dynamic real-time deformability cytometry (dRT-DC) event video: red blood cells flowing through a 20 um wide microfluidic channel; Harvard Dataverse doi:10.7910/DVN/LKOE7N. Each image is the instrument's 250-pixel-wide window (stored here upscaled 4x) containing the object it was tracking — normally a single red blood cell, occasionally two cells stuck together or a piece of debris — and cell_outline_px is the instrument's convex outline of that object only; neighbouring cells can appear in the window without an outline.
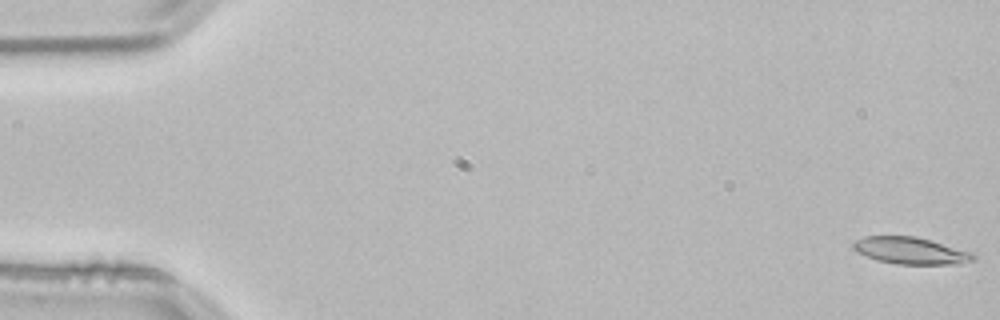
{"species": "common noctule bat (a hibernating species)", "species_latin": "Nyctalus noctula", "temperature_condition": "room temperature", "stored_images_in_passage": 37, "camera_frame_rate_fps": 3000, "um_per_image_px": 0.085, "animal": {"sex": "male", "body_mass_g": 21.5, "forearm_length_mm": 52.0}, "frame": {"image": 1, "passage_image": 1, "time_ms": 0.0, "image_size_px": [1000, 320], "cell_outline_px": [[976, 260], [960, 264], [896, 264], [876, 260], [856, 252], [852, 248], [852, 244], [856, 240], [864, 236], [916, 236], [972, 252], [976, 256]], "centroid_in_image_um": [77.4, 21.31], "position_along_channel_um": 7.6, "area_um2": 18.96}}
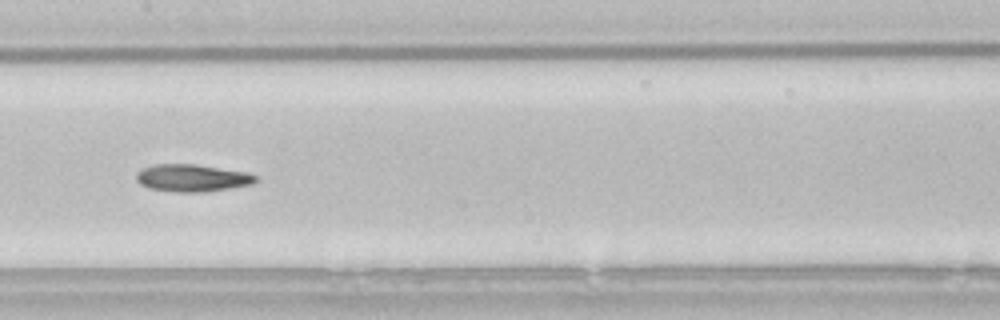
{"frame": {"image": 2, "passage_image": 27, "time_ms": 8.667, "image_size_px": [1000, 320], "cell_outline_px": [[260, 180], [252, 184], [204, 192], [172, 192], [148, 188], [140, 184], [136, 180], [136, 172], [140, 168], [152, 164], [196, 164], [248, 172], [256, 176]], "centroid_in_image_um": [16.3, 15.12], "position_along_channel_um": 191.1, "area_um2": 19.31}}
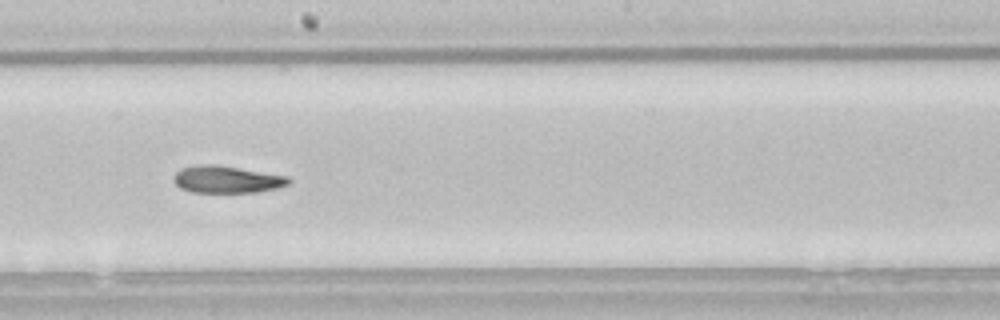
{"frame": {"image": 3, "passage_image": 30, "time_ms": 9.667, "image_size_px": [1000, 320], "cell_outline_px": [[292, 184], [276, 188], [256, 192], [192, 192], [180, 188], [172, 180], [172, 176], [180, 168], [196, 164], [212, 164], [288, 176], [292, 180]], "centroid_in_image_um": [19.25, 15.25], "position_along_channel_um": 228.9, "area_um2": 18.26}}